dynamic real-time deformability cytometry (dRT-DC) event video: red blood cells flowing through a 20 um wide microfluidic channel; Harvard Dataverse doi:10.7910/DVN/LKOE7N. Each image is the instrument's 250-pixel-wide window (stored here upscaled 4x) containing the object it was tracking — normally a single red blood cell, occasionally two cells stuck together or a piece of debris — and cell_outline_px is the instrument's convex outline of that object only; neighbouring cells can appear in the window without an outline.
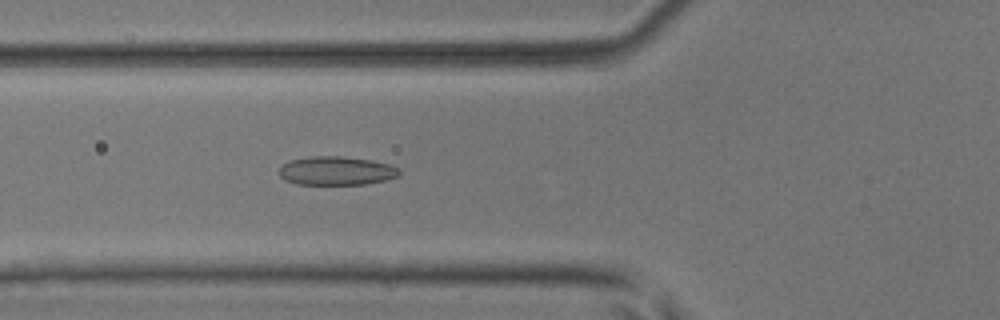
{"species": "common noctule bat (a hibernating species)", "species_latin": "Nyctalus noctula", "temperature_condition": "room temperature", "stored_images_in_passage": 50, "camera_frame_rate_fps": 3000, "um_per_image_px": 0.085, "animal": {"sex": "male", "body_mass_g": 17.9, "forearm_length_mm": 54.2}, "frame": {"image": 1, "passage_image": 19, "time_ms": 6.0, "image_size_px": [1000, 320], "cell_outline_px": [[400, 176], [384, 180], [364, 184], [296, 184], [280, 176], [280, 168], [288, 160], [312, 156], [340, 156], [368, 160], [388, 164], [400, 168]], "centroid_in_image_um": [28.6, 14.51], "position_along_channel_um": 97.2, "area_um2": 19.88}}
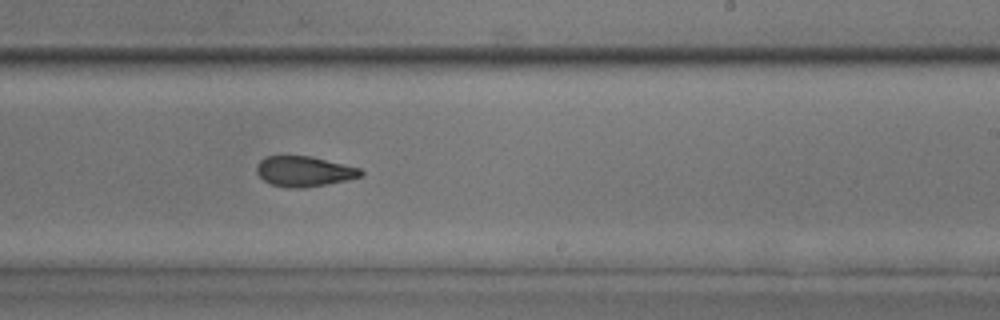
{"frame": {"image": 2, "passage_image": 31, "time_ms": 10.0, "image_size_px": [1000, 320], "cell_outline_px": [[364, 176], [348, 180], [328, 184], [304, 188], [284, 188], [272, 184], [264, 180], [256, 172], [256, 168], [260, 160], [264, 156], [312, 156], [360, 168], [364, 172]], "centroid_in_image_um": [25.88, 14.57], "position_along_channel_um": 263.1, "area_um2": 18.61}}
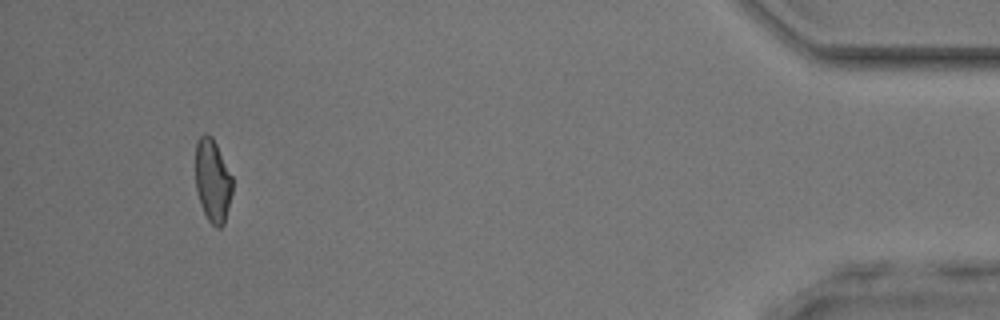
{"frame": {"image": 3, "passage_image": 47, "time_ms": 15.333, "image_size_px": [1000, 320], "cell_outline_px": [[232, 192], [224, 224], [220, 228], [216, 228], [208, 220], [200, 204], [196, 188], [196, 140], [204, 132], [212, 136], [232, 176]], "centroid_in_image_um": [18.07, 15.35], "position_along_channel_um": 417.1, "area_um2": 17.86}, "authors_computed_cell_mechanics": {"area_um2": 19.1029, "velocity_mm_per_s": 4.1643, "shape_relaxation_time_tau1_ms": 11.2968, "shape_relaxation_time_tau2_ms": 2.025, "deformation_change_tau1": 0.2243, "deformation_change_tau2": 0.0774}}